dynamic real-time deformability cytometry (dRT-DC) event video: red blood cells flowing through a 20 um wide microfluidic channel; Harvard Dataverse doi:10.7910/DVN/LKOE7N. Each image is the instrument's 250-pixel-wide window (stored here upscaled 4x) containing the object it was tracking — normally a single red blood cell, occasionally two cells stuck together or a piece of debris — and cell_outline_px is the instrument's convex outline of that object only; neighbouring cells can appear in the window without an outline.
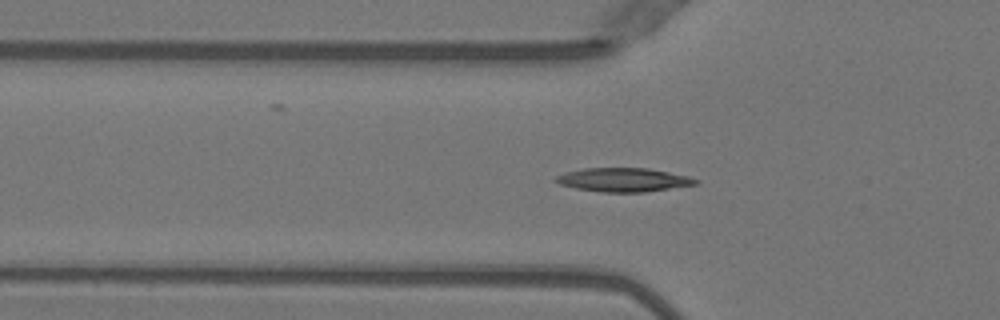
{"species": "Egyptian fruit bat (a non-hibernating species)", "species_latin": "Rousettus aegyptiacus", "temperature_condition": "warm", "stored_images_in_passage": 52, "camera_frame_rate_fps": 3000, "um_per_image_px": 0.085, "animal": {"sex": "female"}, "frame": {"image": 1, "passage_image": 18, "time_ms": 5.667, "image_size_px": [1000, 320], "cell_outline_px": [[700, 184], [644, 192], [600, 192], [576, 188], [560, 184], [552, 180], [556, 176], [564, 172], [584, 168], [648, 168], [688, 176], [700, 180]], "centroid_in_image_um": [53.0, 15.28], "position_along_channel_um": 72.8, "area_um2": 19.48}}
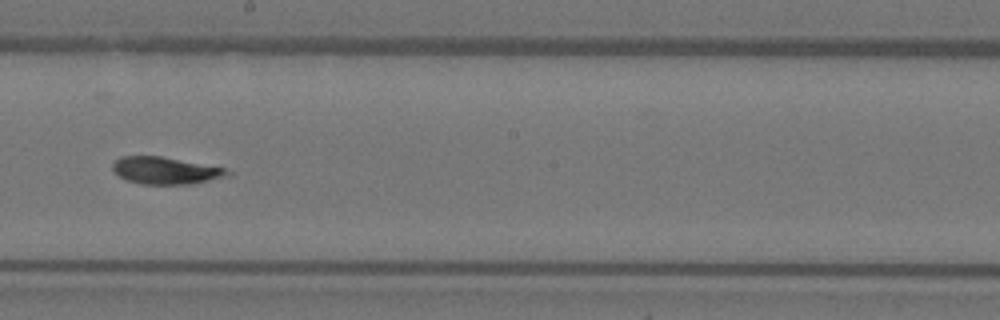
{"frame": {"image": 2, "passage_image": 30, "time_ms": 9.667, "image_size_px": [1000, 320], "cell_outline_px": [[232, 176], [188, 184], [144, 184], [124, 180], [112, 168], [112, 164], [120, 156], [160, 156], [224, 168], [232, 172]], "centroid_in_image_um": [14.08, 14.5], "position_along_channel_um": 234.1, "area_um2": 18.03}}
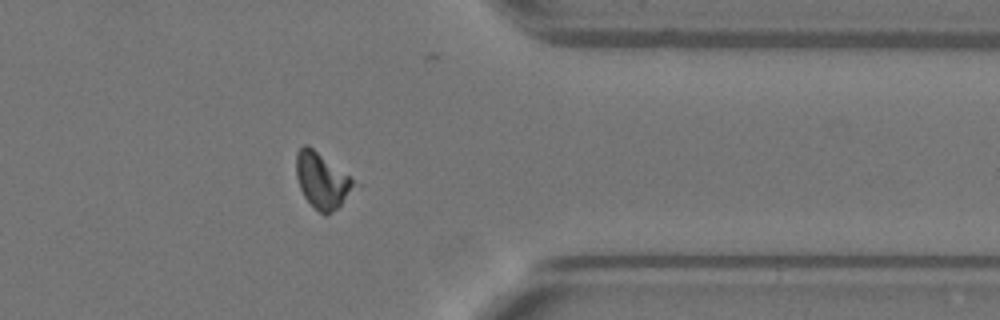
{"frame": {"image": 3, "passage_image": 42, "time_ms": 13.667, "image_size_px": [1000, 320], "cell_outline_px": [[364, 184], [332, 212], [324, 216], [304, 196], [300, 188], [296, 176], [296, 152], [304, 144], [308, 144]], "centroid_in_image_um": [27.49, 15.32], "position_along_channel_um": 383.9, "area_um2": 19.65}}